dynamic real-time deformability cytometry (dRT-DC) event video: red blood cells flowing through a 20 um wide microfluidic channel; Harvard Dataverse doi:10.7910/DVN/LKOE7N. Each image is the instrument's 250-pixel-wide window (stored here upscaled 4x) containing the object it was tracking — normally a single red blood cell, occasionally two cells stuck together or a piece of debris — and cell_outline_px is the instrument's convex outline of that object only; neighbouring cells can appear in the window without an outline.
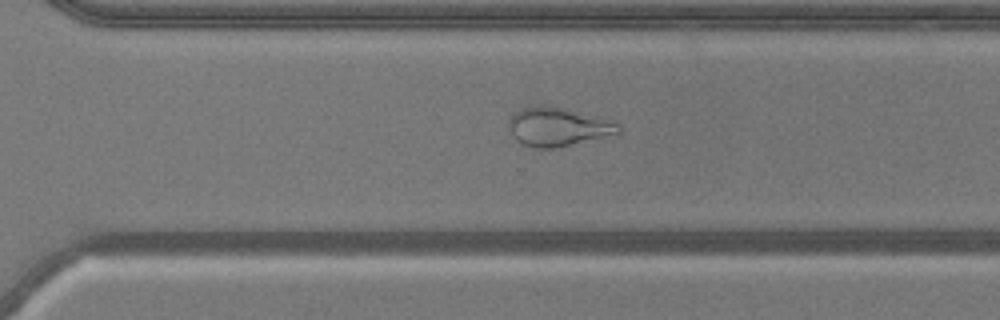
{"species": "common noctule bat (a hibernating species)", "species_latin": "Nyctalus noctula", "temperature_condition": "warm", "stored_images_in_passage": 53, "camera_frame_rate_fps": 3000, "um_per_image_px": 0.085, "animal": {"sex": "male", "body_mass_g": 20.5, "forearm_length_mm": 52.5}, "frame": {"image": 1, "passage_image": 37, "time_ms": 12.0, "image_size_px": [1000, 320], "cell_outline_px": [[620, 136], [556, 148], [532, 148], [520, 144], [512, 136], [508, 128], [508, 120], [520, 108], [536, 104], [544, 104], [568, 108], [620, 124]], "centroid_in_image_um": [47.45, 10.8], "position_along_channel_um": 323.1, "area_um2": 25.78}}
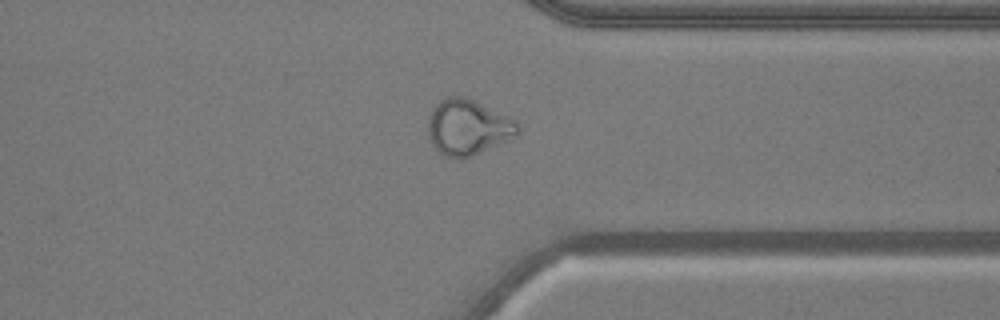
{"frame": {"image": 2, "passage_image": 41, "time_ms": 13.333, "image_size_px": [1000, 320], "cell_outline_px": [[520, 132], [516, 136], [472, 156], [460, 160], [444, 156], [428, 140], [428, 116], [432, 108], [440, 100], [448, 96], [464, 96], [512, 116], [520, 124]], "centroid_in_image_um": [39.78, 10.81], "position_along_channel_um": 371.6, "area_um2": 29.65}}
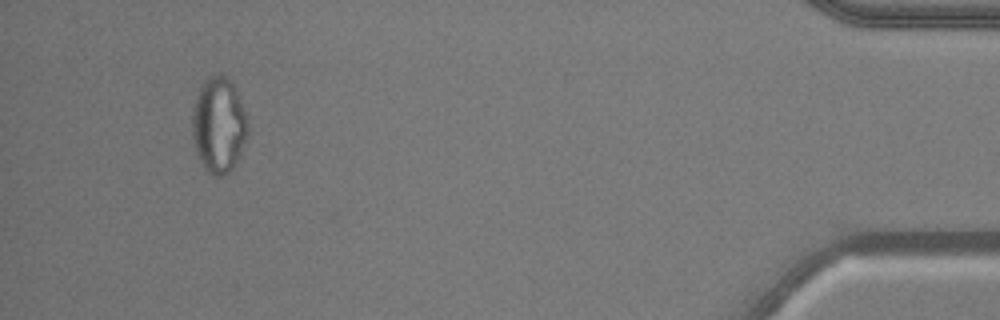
{"frame": {"image": 3, "passage_image": 50, "time_ms": 16.333, "image_size_px": [1000, 320], "cell_outline_px": [[248, 136], [232, 168], [224, 176], [212, 176], [204, 168], [196, 152], [192, 136], [192, 116], [196, 96], [200, 88], [208, 76], [216, 72], [220, 72], [232, 80], [236, 88], [248, 116]], "centroid_in_image_um": [18.61, 10.58], "position_along_channel_um": 416.6, "area_um2": 31.44}, "authors_computed_cell_mechanics": {"area_um2": 29.6514, "velocity_mm_per_s": 3.7905, "shape_relaxation_time_tau1_ms": null, "shape_relaxation_time_tau2_ms": 1.3506, "deformation_change_tau1": null, "deformation_change_tau2": 0.0866}}